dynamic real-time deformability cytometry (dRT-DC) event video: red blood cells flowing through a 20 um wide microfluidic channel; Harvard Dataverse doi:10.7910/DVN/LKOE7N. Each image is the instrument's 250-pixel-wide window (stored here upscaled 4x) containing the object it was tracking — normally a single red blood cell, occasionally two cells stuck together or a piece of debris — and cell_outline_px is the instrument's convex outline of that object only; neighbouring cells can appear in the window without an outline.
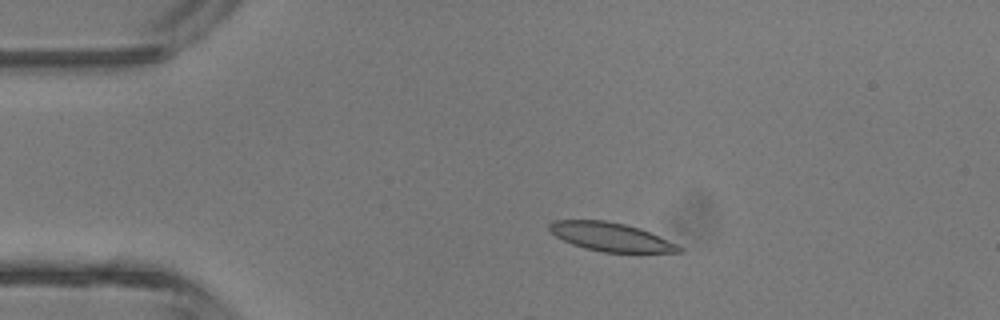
{"species": "common noctule bat (a hibernating species)", "species_latin": "Nyctalus noctula", "temperature_condition": "room temperature", "stored_images_in_passage": 4, "camera_frame_rate_fps": 3000, "um_per_image_px": 0.085, "animal": {"sex": "male", "body_mass_g": 13.3}, "frame": {"image": 1, "passage_image": 3, "time_ms": 2.333, "image_size_px": [1000, 320], "cell_outline_px": [[684, 252], [604, 252], [584, 248], [572, 244], [556, 236], [548, 228], [548, 224], [552, 220], [604, 220], [624, 224], [640, 228], [676, 244], [684, 248]], "centroid_in_image_um": [51.9, 20.13], "position_along_channel_um": 33.1, "area_um2": 21.39}}